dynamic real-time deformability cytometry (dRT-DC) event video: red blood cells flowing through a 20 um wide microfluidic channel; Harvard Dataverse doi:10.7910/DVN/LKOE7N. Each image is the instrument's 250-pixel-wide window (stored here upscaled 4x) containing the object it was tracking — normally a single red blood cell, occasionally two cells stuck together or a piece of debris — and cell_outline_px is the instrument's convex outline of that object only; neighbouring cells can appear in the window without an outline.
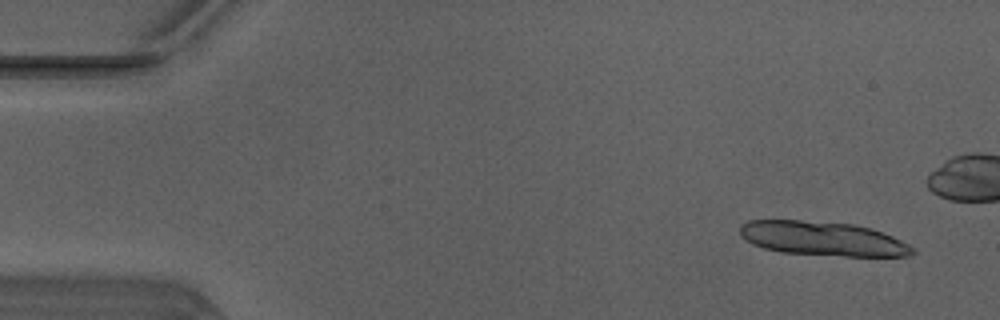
{"species": "Egyptian fruit bat (a non-hibernating species)", "species_latin": "Rousettus aegyptiacus", "temperature_condition": "warm", "stored_images_in_passage": 13, "camera_frame_rate_fps": 3000, "um_per_image_px": 0.085, "animal": {"sex": "male"}, "frame": {"image": 1, "passage_image": 3, "time_ms": 0.667, "image_size_px": [1000, 320], "cell_outline_px": [[916, 252], [908, 256], [844, 256], [780, 252], [764, 248], [752, 244], [740, 236], [740, 224], [748, 220], [800, 220], [852, 224], [872, 228], [892, 236], [916, 248]], "centroid_in_image_um": [69.92, 20.28], "position_along_channel_um": 15.1, "area_um2": 34.51}}